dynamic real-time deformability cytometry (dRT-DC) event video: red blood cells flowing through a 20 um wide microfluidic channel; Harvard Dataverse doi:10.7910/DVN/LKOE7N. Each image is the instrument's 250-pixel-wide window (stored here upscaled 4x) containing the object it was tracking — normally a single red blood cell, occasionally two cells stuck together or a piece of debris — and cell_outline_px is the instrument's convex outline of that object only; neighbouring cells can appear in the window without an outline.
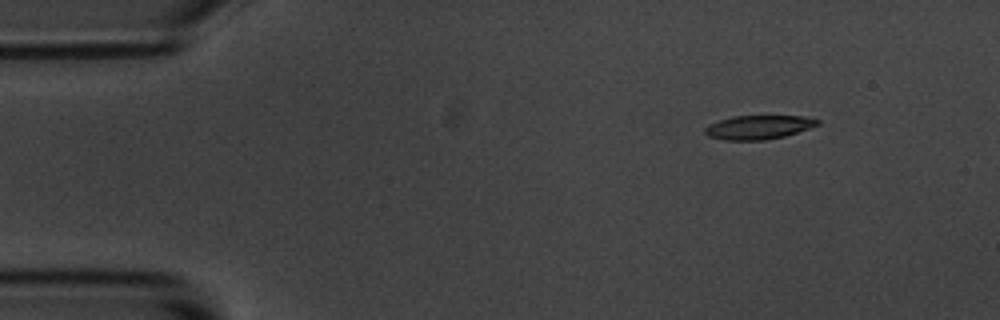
{"species": "common noctule bat (a hibernating species)", "species_latin": "Nyctalus noctula", "temperature_condition": "room temperature", "stored_images_in_passage": 8, "camera_frame_rate_fps": 3000, "um_per_image_px": 0.085, "animal": {"sex": "male", "body_mass_g": 20.1, "forearm_length_mm": 53.5}, "frame": {"image": 1, "passage_image": 2, "time_ms": 1.333, "image_size_px": [1000, 320], "cell_outline_px": [[820, 124], [784, 136], [764, 140], [724, 140], [708, 136], [704, 132], [704, 128], [708, 124], [732, 116], [804, 116], [820, 120]], "centroid_in_image_um": [64.44, 10.81], "position_along_channel_um": 20.6, "area_um2": 15.61}}
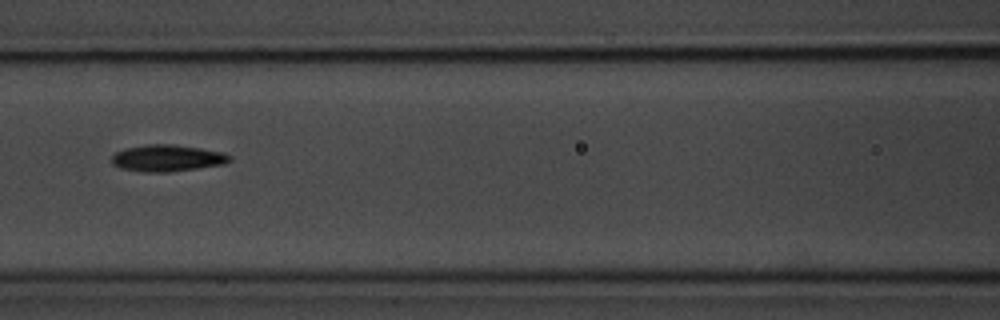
{"frame": {"image": 2, "passage_image": 7, "time_ms": 7.0, "image_size_px": [1000, 320], "cell_outline_px": [[232, 160], [224, 164], [168, 172], [144, 172], [120, 168], [112, 164], [112, 156], [116, 152], [124, 148], [148, 144], [172, 144], [200, 148], [224, 152], [232, 156]], "centroid_in_image_um": [14.22, 13.43], "position_along_channel_um": 152.4, "area_um2": 18.38}}
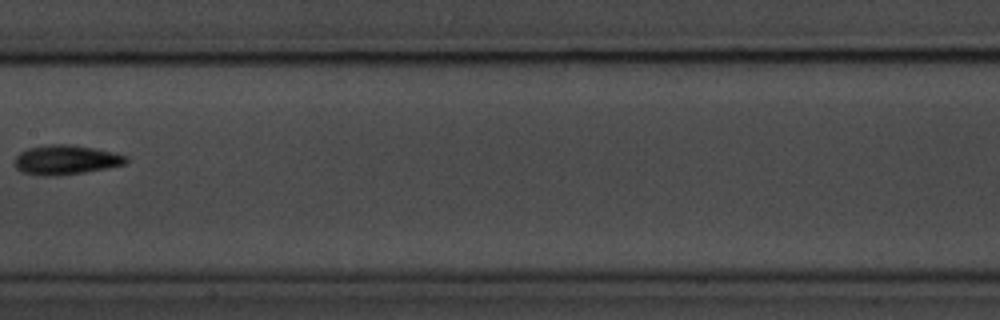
{"frame": {"image": 3, "passage_image": 8, "time_ms": 8.333, "image_size_px": [1000, 320], "cell_outline_px": [[128, 160], [124, 164], [108, 168], [84, 172], [56, 176], [40, 176], [24, 172], [16, 168], [12, 164], [16, 156], [20, 152], [28, 148], [48, 144], [68, 144], [96, 148], [128, 156]], "centroid_in_image_um": [5.57, 13.58], "position_along_channel_um": 201.8, "area_um2": 19.31}}